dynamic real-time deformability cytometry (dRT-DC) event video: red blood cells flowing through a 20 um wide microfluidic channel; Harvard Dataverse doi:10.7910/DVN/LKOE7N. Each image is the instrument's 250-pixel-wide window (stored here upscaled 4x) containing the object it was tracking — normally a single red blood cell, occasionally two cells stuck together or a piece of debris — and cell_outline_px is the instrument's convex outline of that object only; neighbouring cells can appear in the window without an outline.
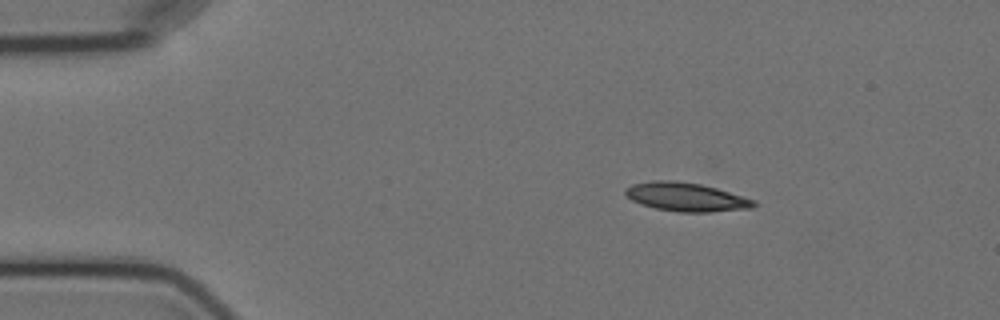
{"species": "Egyptian fruit bat (a non-hibernating species)", "species_latin": "Rousettus aegyptiacus", "temperature_condition": "cold", "stored_images_in_passage": 3, "camera_frame_rate_fps": 3000, "um_per_image_px": 0.085, "animal": {"sex": "female"}, "frame": {"image": 1, "passage_image": 1, "time_ms": 0.0, "image_size_px": [1000, 320], "cell_outline_px": [[760, 204], [752, 208], [708, 212], [680, 212], [656, 208], [640, 204], [632, 200], [624, 192], [624, 188], [632, 184], [652, 180], [676, 180], [700, 184], [716, 188], [756, 200]], "centroid_in_image_um": [58.33, 16.74], "position_along_channel_um": 26.7, "area_um2": 21.56}}